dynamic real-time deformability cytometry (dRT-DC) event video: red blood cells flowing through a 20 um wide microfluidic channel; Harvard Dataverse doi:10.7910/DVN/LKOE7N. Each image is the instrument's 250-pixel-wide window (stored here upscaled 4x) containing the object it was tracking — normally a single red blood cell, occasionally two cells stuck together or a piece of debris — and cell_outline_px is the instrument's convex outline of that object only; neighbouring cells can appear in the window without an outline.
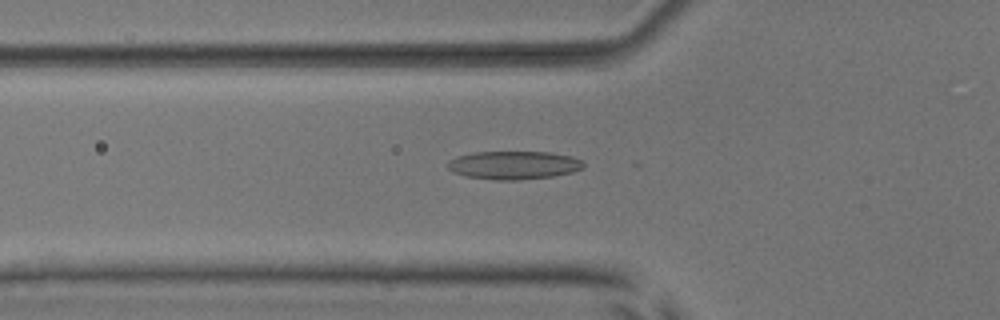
{"species": "common noctule bat (a hibernating species)", "species_latin": "Nyctalus noctula", "temperature_condition": "room temperature", "stored_images_in_passage": 47, "camera_frame_rate_fps": 3000, "um_per_image_px": 0.085, "animal": {"sex": "male", "body_mass_g": 17.9, "forearm_length_mm": 54.2}, "frame": {"image": 1, "passage_image": 13, "time_ms": 4.0, "image_size_px": [1000, 320], "cell_outline_px": [[584, 168], [572, 172], [552, 176], [520, 180], [496, 180], [464, 176], [452, 172], [448, 168], [448, 160], [456, 156], [472, 152], [552, 152], [572, 156], [584, 160]], "centroid_in_image_um": [43.67, 14.03], "position_along_channel_um": 82.1, "area_um2": 22.66}}
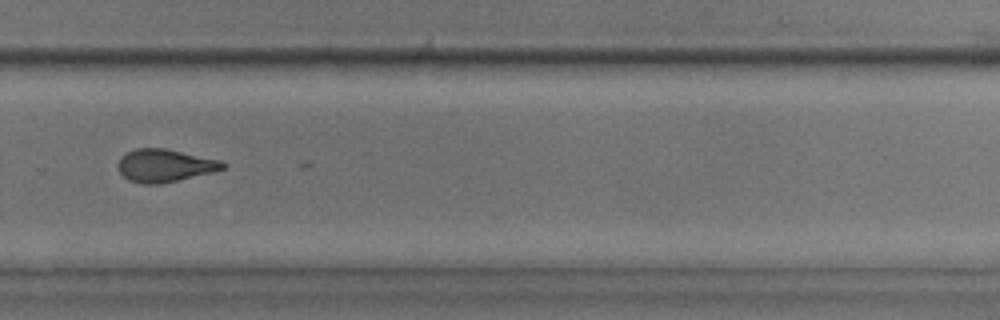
{"frame": {"image": 2, "passage_image": 31, "time_ms": 10.0, "image_size_px": [1000, 320], "cell_outline_px": [[228, 164], [224, 168], [212, 172], [160, 184], [140, 184], [128, 180], [120, 172], [120, 156], [136, 148], [164, 148], [220, 160]], "centroid_in_image_um": [14.01, 14.07], "position_along_channel_um": 315.8, "area_um2": 19.77}}
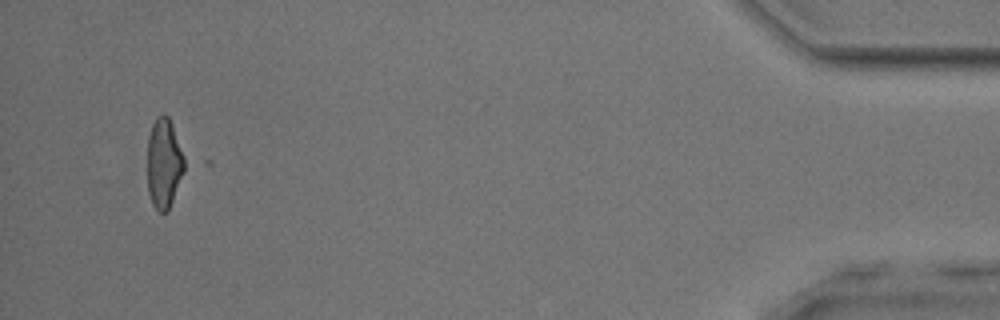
{"frame": {"image": 3, "passage_image": 45, "time_ms": 14.667, "image_size_px": [1000, 320], "cell_outline_px": [[192, 160], [168, 212], [160, 212], [152, 204], [148, 192], [148, 136], [152, 124], [156, 116], [164, 112], [168, 116]], "centroid_in_image_um": [14.07, 13.84], "position_along_channel_um": 421.1, "area_um2": 21.21}}